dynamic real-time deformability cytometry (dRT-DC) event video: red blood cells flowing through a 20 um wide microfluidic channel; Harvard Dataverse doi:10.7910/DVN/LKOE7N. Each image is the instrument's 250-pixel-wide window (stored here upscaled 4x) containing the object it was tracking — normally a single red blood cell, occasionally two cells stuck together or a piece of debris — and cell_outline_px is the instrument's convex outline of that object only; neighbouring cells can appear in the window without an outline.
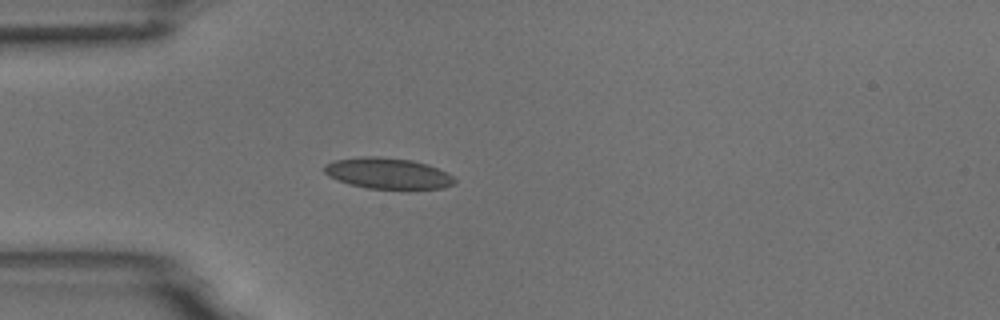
{"species": "common noctule bat (a hibernating species)", "species_latin": "Nyctalus noctula", "temperature_condition": "room temperature", "stored_images_in_passage": 3, "camera_frame_rate_fps": 3000, "um_per_image_px": 0.085, "animal": {"sex": "male", "body_mass_g": 18.8}, "frame": {"image": 1, "passage_image": 3, "time_ms": 3.0, "image_size_px": [1000, 320], "cell_outline_px": [[456, 184], [444, 188], [408, 192], [368, 188], [336, 180], [328, 176], [324, 172], [324, 164], [336, 160], [360, 156], [380, 156], [412, 160], [428, 164], [448, 172], [456, 180]], "centroid_in_image_um": [33.05, 14.78], "position_along_channel_um": 52.0, "area_um2": 24.62}}